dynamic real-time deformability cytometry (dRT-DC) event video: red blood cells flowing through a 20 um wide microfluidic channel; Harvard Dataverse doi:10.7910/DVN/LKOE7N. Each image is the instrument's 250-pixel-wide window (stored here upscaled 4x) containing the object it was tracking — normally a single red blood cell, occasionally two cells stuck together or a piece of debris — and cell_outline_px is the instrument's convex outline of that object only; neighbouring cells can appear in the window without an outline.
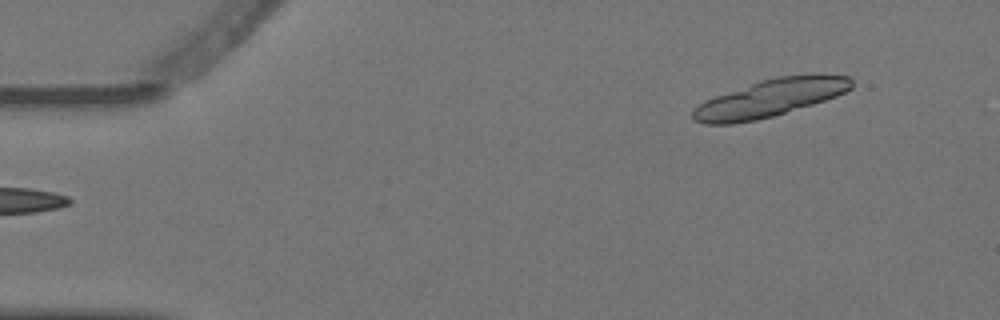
{"species": "Egyptian fruit bat (a non-hibernating species)", "species_latin": "Rousettus aegyptiacus", "temperature_condition": "warm", "stored_images_in_passage": 5, "segment_of_instrument_passage": [2, 2], "camera_frame_rate_fps": 3000, "um_per_image_px": 0.085, "animal": {"sex": "female"}, "frame": {"image": 1, "passage_image": 5, "time_ms": 1.333, "image_size_px": [1000, 320], "cell_outline_px": [[852, 88], [836, 96], [812, 104], [772, 116], [756, 120], [732, 124], [704, 124], [692, 120], [692, 112], [704, 100], [760, 80], [776, 76], [812, 72], [852, 76]], "centroid_in_image_um": [65.5, 8.3], "position_along_channel_um": 19.5, "area_um2": 34.97}}